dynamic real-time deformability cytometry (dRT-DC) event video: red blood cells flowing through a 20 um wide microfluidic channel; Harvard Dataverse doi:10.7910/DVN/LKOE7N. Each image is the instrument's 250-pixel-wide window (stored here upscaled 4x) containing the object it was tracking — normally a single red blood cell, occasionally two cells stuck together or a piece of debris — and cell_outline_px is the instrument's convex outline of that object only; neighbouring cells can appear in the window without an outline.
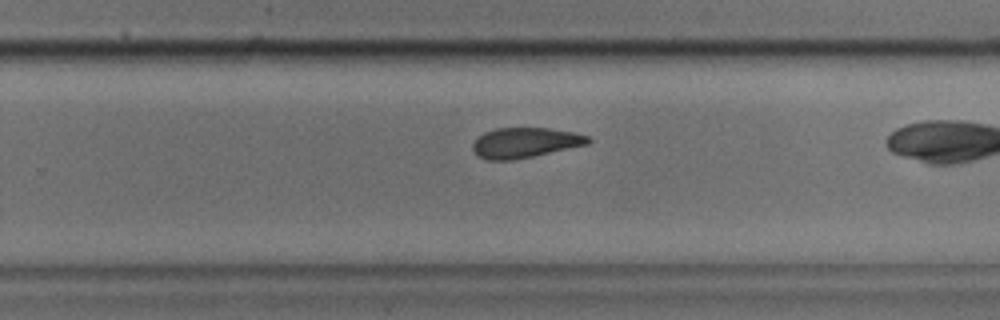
{"species": "common noctule bat (a hibernating species)", "species_latin": "Nyctalus noctula", "temperature_condition": "cold", "stored_images_in_passage": 32, "camera_frame_rate_fps": 3000, "um_per_image_px": 0.085, "animal": {"sex": "male", "body_mass_g": 17.9, "forearm_length_mm": 54.2}, "frame": {"image": 1, "passage_image": 26, "time_ms": 8.333, "image_size_px": [1000, 320], "cell_outline_px": [[592, 140], [588, 144], [532, 156], [512, 160], [484, 160], [476, 156], [472, 148], [472, 144], [484, 132], [496, 128], [548, 128], [576, 132], [588, 136]], "centroid_in_image_um": [44.61, 12.13], "position_along_channel_um": 285.2, "area_um2": 20.29}}
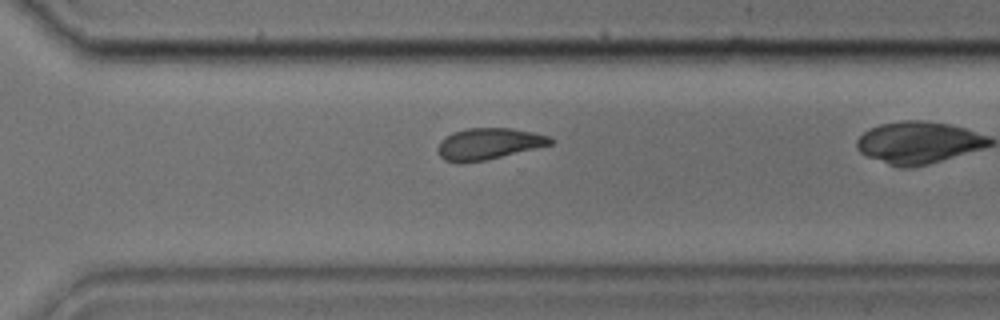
{"frame": {"image": 2, "passage_image": 29, "time_ms": 9.333, "image_size_px": [1000, 320], "cell_outline_px": [[556, 140], [552, 144], [484, 160], [460, 164], [444, 160], [440, 156], [436, 148], [440, 140], [444, 136], [452, 132], [464, 128], [512, 128], [532, 132], [548, 136]], "centroid_in_image_um": [41.46, 12.22], "position_along_channel_um": 329.1, "area_um2": 20.75}}